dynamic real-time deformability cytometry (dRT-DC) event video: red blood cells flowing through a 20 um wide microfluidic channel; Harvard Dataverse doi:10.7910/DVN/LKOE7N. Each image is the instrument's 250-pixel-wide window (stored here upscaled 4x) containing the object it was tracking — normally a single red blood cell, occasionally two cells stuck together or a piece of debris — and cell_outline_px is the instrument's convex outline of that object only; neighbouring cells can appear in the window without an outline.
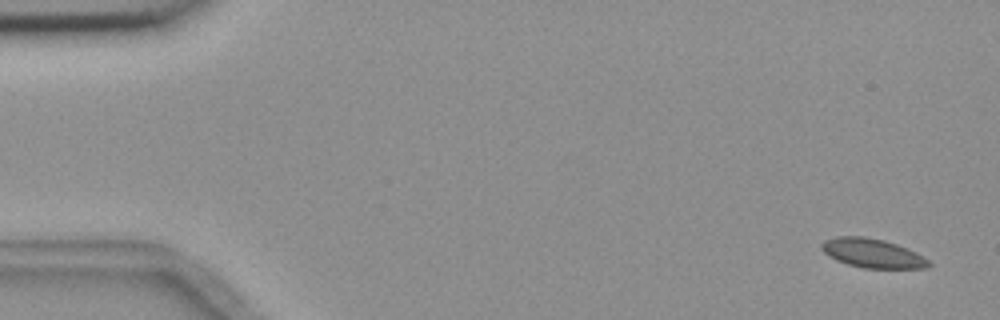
{"species": "common noctule bat (a hibernating species)", "species_latin": "Nyctalus noctula", "temperature_condition": "room temperature", "stored_images_in_passage": 6, "camera_frame_rate_fps": 3000, "um_per_image_px": 0.085, "animal": {"sex": "female", "body_mass_g": 18.4}, "frame": {"image": 1, "passage_image": 1, "time_ms": 0.0, "image_size_px": [1000, 320], "cell_outline_px": [[932, 264], [928, 268], [864, 268], [848, 264], [836, 260], [828, 256], [820, 248], [820, 244], [824, 240], [836, 236], [864, 236], [884, 240], [896, 244], [916, 252], [928, 260]], "centroid_in_image_um": [74.13, 21.52], "position_along_channel_um": 10.9, "area_um2": 18.21}}
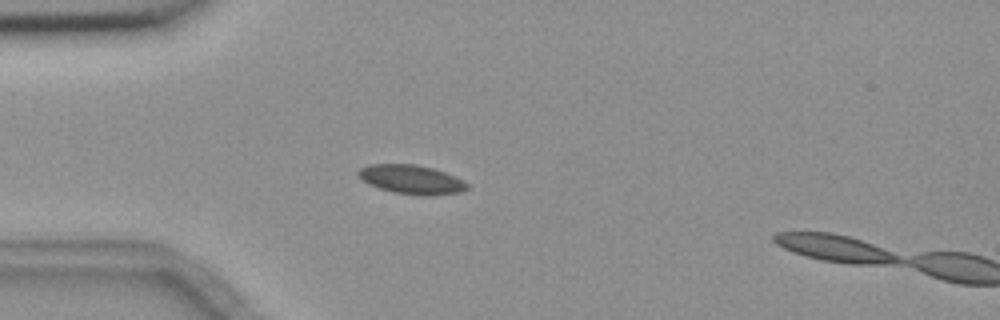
{"frame": {"image": 2, "passage_image": 5, "time_ms": 4.333, "image_size_px": [1000, 320], "cell_outline_px": [[468, 188], [460, 192], [428, 196], [420, 196], [392, 192], [368, 184], [356, 172], [360, 168], [368, 164], [416, 164], [432, 168], [444, 172], [464, 180], [468, 184]], "centroid_in_image_um": [34.97, 15.26], "position_along_channel_um": 50.0, "area_um2": 18.44}}